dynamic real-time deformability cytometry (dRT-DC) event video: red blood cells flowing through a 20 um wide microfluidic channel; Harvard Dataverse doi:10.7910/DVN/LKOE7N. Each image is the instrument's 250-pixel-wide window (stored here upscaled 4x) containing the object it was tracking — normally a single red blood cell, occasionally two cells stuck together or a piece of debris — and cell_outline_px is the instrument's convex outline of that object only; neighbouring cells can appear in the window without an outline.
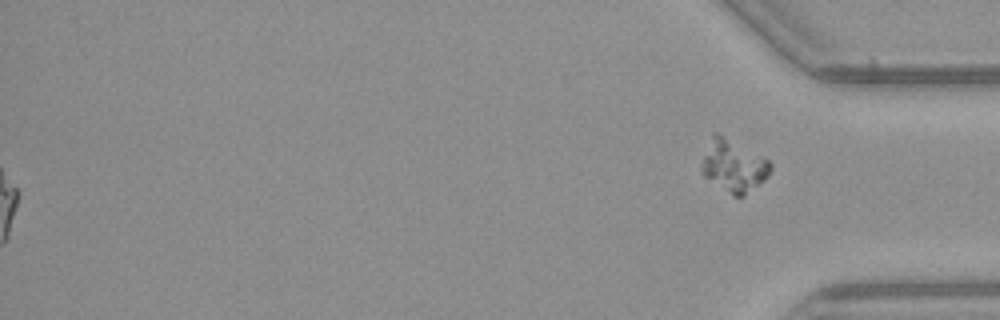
{"species": "common noctule bat (a hibernating species)", "species_latin": "Nyctalus noctula", "temperature_condition": "warm", "stored_images_in_passage": 44, "segment_of_instrument_passage": [2, 2], "camera_frame_rate_fps": 3000, "um_per_image_px": 0.085, "animal": {"sex": "female", "body_mass_g": 21.9}, "frame": {"image": 1, "passage_image": 44, "time_ms": 14.333, "image_size_px": [1000, 320], "cell_outline_px": [[772, 168], [768, 176], [764, 180], [744, 196], [732, 196], [704, 176], [700, 172], [700, 164], [712, 132], [720, 132], [768, 160], [772, 164]], "centroid_in_image_um": [62.32, 14.07], "position_along_channel_um": 372.9, "area_um2": 21.15}}